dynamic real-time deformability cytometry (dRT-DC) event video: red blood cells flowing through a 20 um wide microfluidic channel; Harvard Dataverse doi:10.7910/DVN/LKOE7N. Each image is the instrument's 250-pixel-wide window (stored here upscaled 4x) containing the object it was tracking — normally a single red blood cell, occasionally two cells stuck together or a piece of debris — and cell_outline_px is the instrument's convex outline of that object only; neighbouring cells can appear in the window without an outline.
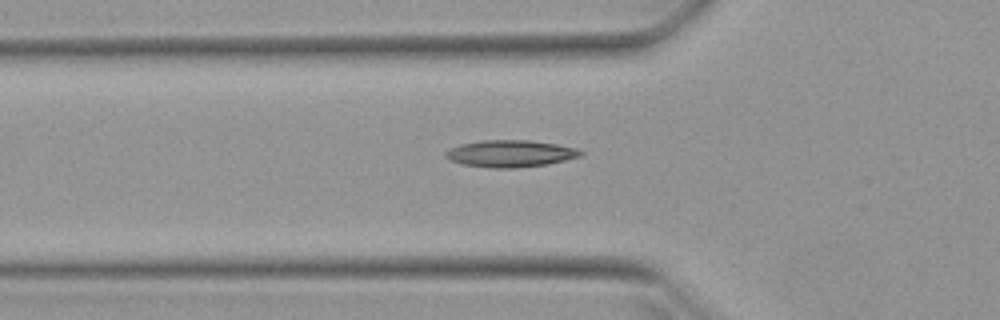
{"species": "Egyptian fruit bat (a non-hibernating species)", "species_latin": "Rousettus aegyptiacus", "temperature_condition": "warm", "stored_images_in_passage": 45, "camera_frame_rate_fps": 3000, "um_per_image_px": 0.085, "animal": {"sex": "female"}, "frame": {"image": 1, "passage_image": 16, "time_ms": 5.0, "image_size_px": [1000, 320], "cell_outline_px": [[584, 156], [548, 164], [516, 168], [492, 168], [460, 164], [444, 156], [444, 152], [460, 144], [480, 140], [528, 140], [556, 144], [576, 148], [584, 152]], "centroid_in_image_um": [43.4, 13.06], "position_along_channel_um": 82.4, "area_um2": 21.33}}
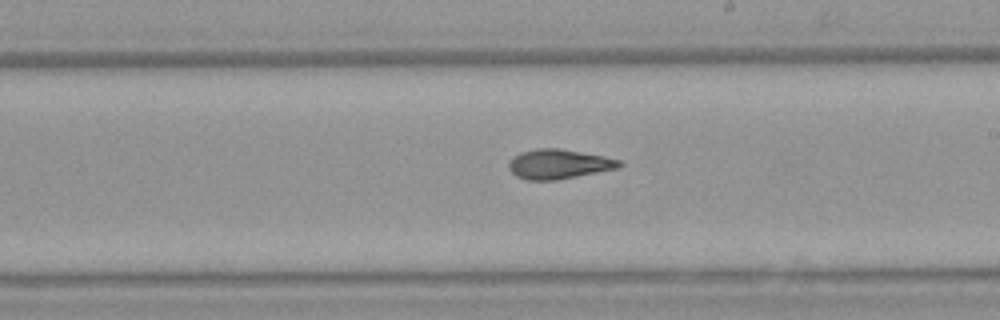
{"frame": {"image": 2, "passage_image": 28, "time_ms": 9.0, "image_size_px": [1000, 320], "cell_outline_px": [[624, 164], [616, 168], [556, 180], [528, 180], [516, 176], [508, 168], [508, 160], [520, 152], [536, 148], [560, 148], [604, 156], [620, 160]], "centroid_in_image_um": [47.45, 13.93], "position_along_channel_um": 241.6, "area_um2": 19.02}}
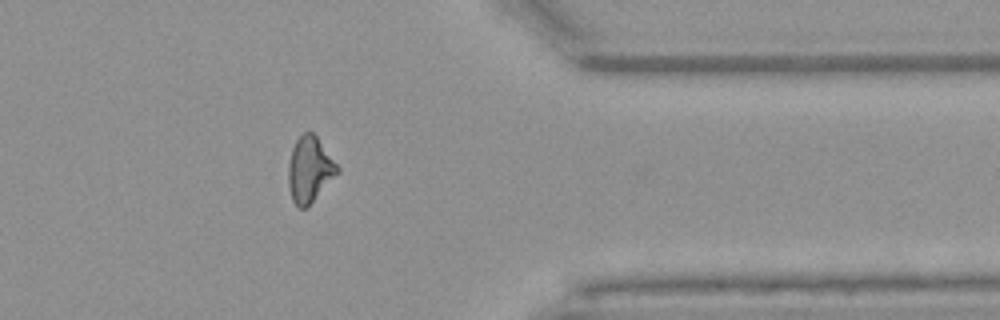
{"frame": {"image": 3, "passage_image": 40, "time_ms": 13.0, "image_size_px": [1000, 320], "cell_outline_px": [[340, 172], [308, 208], [300, 208], [292, 200], [288, 188], [288, 164], [292, 148], [296, 140], [304, 132], [312, 132], [316, 136], [340, 168]], "centroid_in_image_um": [26.32, 14.45], "position_along_channel_um": 385.1, "area_um2": 18.96}, "authors_computed_cell_mechanics": {"area_um2": 19.0162, "velocity_mm_per_s": 3.9685, "shape_relaxation_time_tau1_ms": null, "shape_relaxation_time_tau2_ms": 1.9958, "deformation_change_tau1": null, "deformation_change_tau2": 0.0854}}